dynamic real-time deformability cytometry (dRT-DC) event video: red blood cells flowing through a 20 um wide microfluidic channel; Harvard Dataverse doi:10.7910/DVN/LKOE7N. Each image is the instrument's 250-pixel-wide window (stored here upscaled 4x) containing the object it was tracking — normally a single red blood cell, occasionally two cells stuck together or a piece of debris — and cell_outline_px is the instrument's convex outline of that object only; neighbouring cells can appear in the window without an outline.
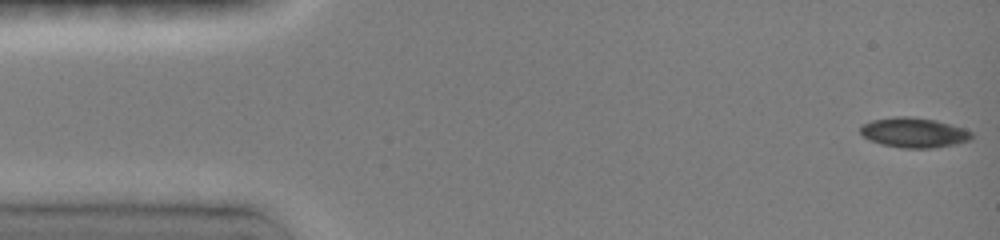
{"species": "common noctule bat (a hibernating species)", "species_latin": "Nyctalus noctula", "temperature_condition": "room temperature", "stored_images_in_passage": 8, "camera_frame_rate_fps": 3000, "um_per_image_px": 0.085, "animal": {"sex": "female", "body_mass_g": 19.0, "forearm_length_mm": 51.5}, "frame": {"image": 1, "passage_image": 1, "time_ms": 0.0, "image_size_px": [1000, 240], "cell_outline_px": [[972, 140], [956, 144], [932, 148], [904, 148], [880, 144], [868, 140], [860, 132], [860, 128], [864, 124], [872, 120], [892, 116], [912, 116], [936, 120], [964, 128], [972, 132]], "centroid_in_image_um": [77.69, 11.27], "position_along_channel_um": 7.3, "area_um2": 19.59}}
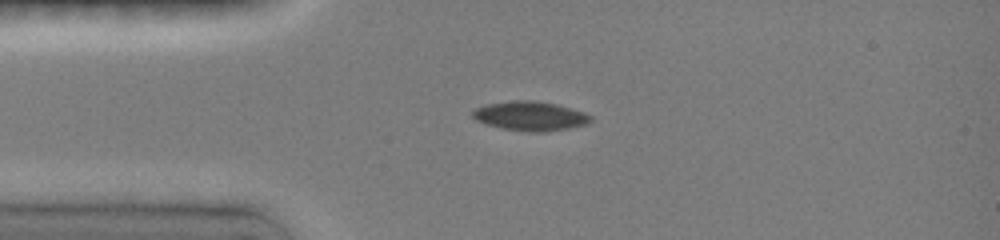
{"frame": {"image": 2, "passage_image": 4, "time_ms": 3.333, "image_size_px": [1000, 240], "cell_outline_px": [[592, 120], [588, 124], [568, 128], [544, 132], [528, 132], [504, 128], [484, 124], [476, 120], [472, 116], [472, 112], [476, 108], [484, 104], [512, 100], [536, 100], [556, 104], [584, 112], [592, 116]], "centroid_in_image_um": [45.06, 9.85], "position_along_channel_um": 39.9, "area_um2": 20.29}}